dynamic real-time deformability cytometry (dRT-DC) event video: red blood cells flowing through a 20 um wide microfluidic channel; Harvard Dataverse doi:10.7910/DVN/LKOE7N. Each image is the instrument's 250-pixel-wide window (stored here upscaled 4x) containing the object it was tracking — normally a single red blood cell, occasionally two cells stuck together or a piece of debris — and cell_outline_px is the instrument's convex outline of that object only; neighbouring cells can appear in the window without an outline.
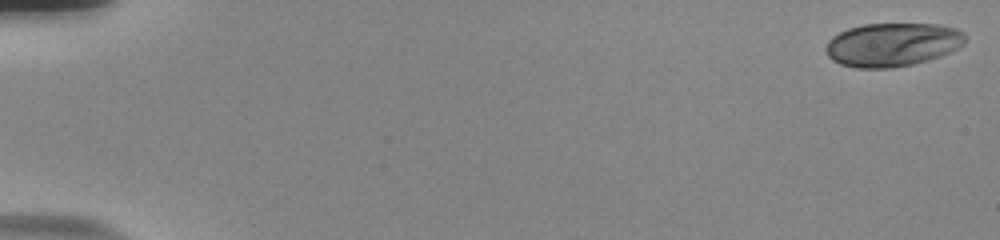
{"species": "human", "species_latin": "Homo sapiens", "temperature_condition": "room temperature", "stored_images_in_passage": 56, "camera_frame_rate_fps": 3000, "um_per_image_px": 0.085, "donor": {"sex": "male"}, "frame": {"image": 1, "passage_image": 1, "time_ms": 0.0, "image_size_px": [1000, 240], "cell_outline_px": [[968, 36], [964, 44], [940, 56], [928, 60], [912, 64], [892, 68], [856, 68], [840, 64], [832, 60], [828, 56], [828, 40], [832, 36], [848, 28], [864, 24], [940, 24], [956, 28], [964, 32]], "centroid_in_image_um": [75.89, 3.78], "position_along_channel_um": 9.1, "area_um2": 35.43}}
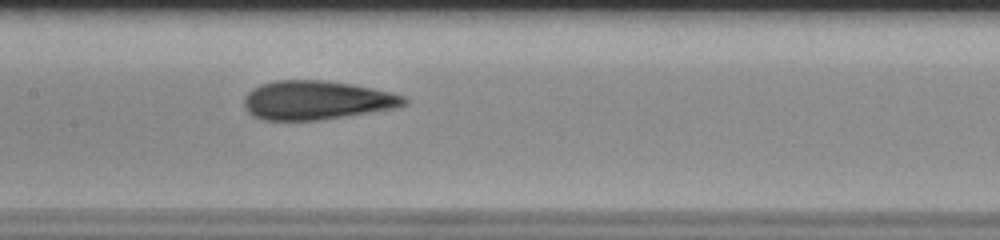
{"frame": {"image": 2, "passage_image": 29, "time_ms": 9.333, "image_size_px": [1000, 240], "cell_outline_px": [[408, 104], [396, 108], [320, 120], [264, 120], [252, 116], [244, 108], [244, 96], [252, 88], [260, 84], [276, 80], [324, 80], [352, 84], [392, 92], [404, 96], [408, 100]], "centroid_in_image_um": [26.9, 8.51], "position_along_channel_um": 180.5, "area_um2": 36.53}}
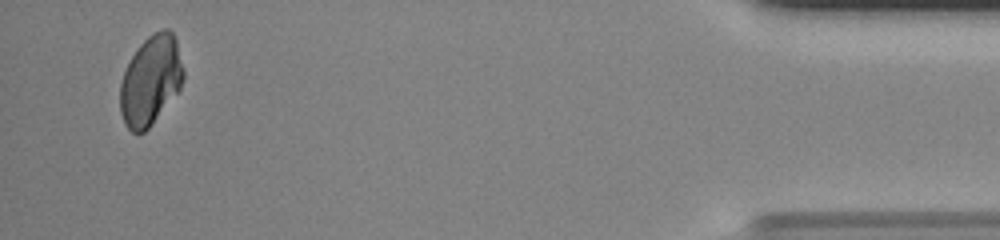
{"frame": {"image": 3, "passage_image": 54, "time_ms": 17.667, "image_size_px": [1000, 240], "cell_outline_px": [[184, 76], [180, 88], [152, 124], [144, 132], [132, 132], [124, 124], [120, 112], [120, 84], [124, 72], [136, 48], [148, 36], [164, 28], [168, 28], [172, 32], [176, 40], [184, 68]], "centroid_in_image_um": [12.8, 6.83], "position_along_channel_um": 422.4, "area_um2": 32.83}, "authors_computed_cell_mechanics": {"area_um2": 35.5759, "velocity_mm_per_s": 3.7241, "shape_relaxation_time_tau1_ms": null, "shape_relaxation_time_tau2_ms": 1.0848, "deformation_change_tau1": null, "deformation_change_tau2": 0.0533}}